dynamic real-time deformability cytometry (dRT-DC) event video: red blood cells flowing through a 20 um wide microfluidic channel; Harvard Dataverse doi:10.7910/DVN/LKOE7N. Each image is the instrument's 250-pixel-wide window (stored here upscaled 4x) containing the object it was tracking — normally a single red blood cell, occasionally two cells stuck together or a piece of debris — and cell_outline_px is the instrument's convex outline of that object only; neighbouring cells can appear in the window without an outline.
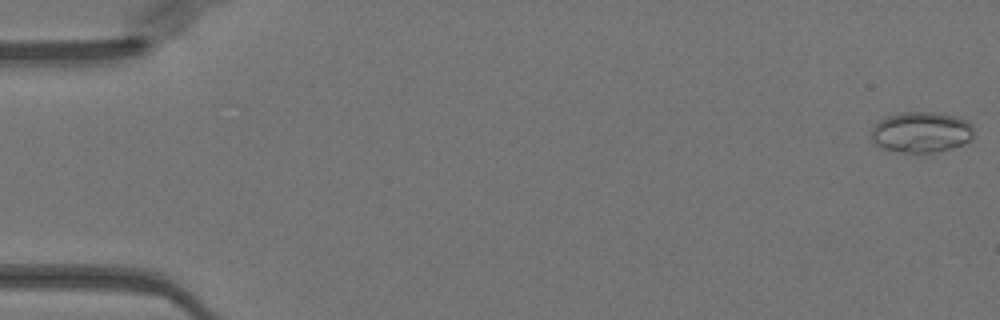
{"species": "Egyptian fruit bat (a non-hibernating species)", "species_latin": "Rousettus aegyptiacus", "temperature_condition": "warm", "stored_images_in_passage": 8, "camera_frame_rate_fps": 3000, "um_per_image_px": 0.085, "animal": {"sex": "female"}, "frame": {"image": 1, "passage_image": 1, "time_ms": 0.0, "image_size_px": [1000, 320], "cell_outline_px": [[972, 140], [964, 144], [932, 152], [900, 152], [884, 148], [876, 144], [872, 140], [872, 128], [880, 120], [888, 116], [904, 112], [932, 112], [956, 116], [968, 120], [972, 124]], "centroid_in_image_um": [78.33, 11.22], "position_along_channel_um": 6.7, "area_um2": 24.1}}